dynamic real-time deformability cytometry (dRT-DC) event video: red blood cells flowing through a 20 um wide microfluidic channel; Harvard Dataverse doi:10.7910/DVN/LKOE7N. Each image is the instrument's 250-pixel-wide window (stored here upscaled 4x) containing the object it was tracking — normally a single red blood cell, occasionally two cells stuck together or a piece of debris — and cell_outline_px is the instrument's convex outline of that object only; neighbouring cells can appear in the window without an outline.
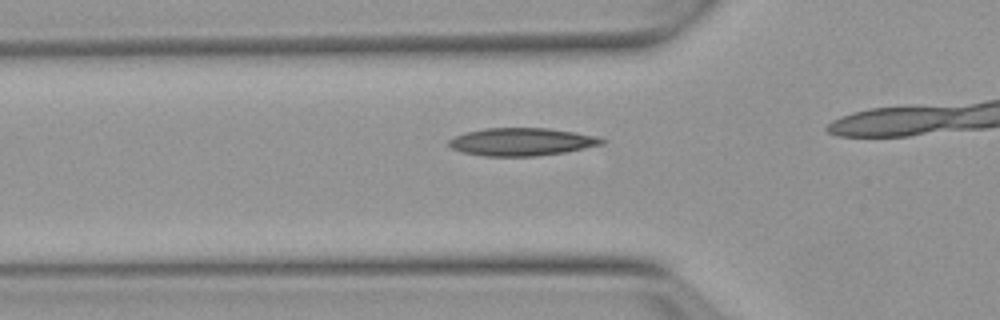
{"species": "Egyptian fruit bat (a non-hibernating species)", "species_latin": "Rousettus aegyptiacus", "temperature_condition": "warm", "stored_images_in_passage": 36, "camera_frame_rate_fps": 3000, "um_per_image_px": 0.085, "animal": {"sex": "female"}, "frame": {"image": 1, "passage_image": 12, "time_ms": 3.667, "image_size_px": [1000, 320], "cell_outline_px": [[608, 140], [604, 144], [564, 152], [536, 156], [484, 156], [460, 152], [452, 148], [448, 144], [448, 140], [464, 132], [484, 128], [548, 128], [596, 136]], "centroid_in_image_um": [44.32, 12.05], "position_along_channel_um": 81.5, "area_um2": 24.8}}
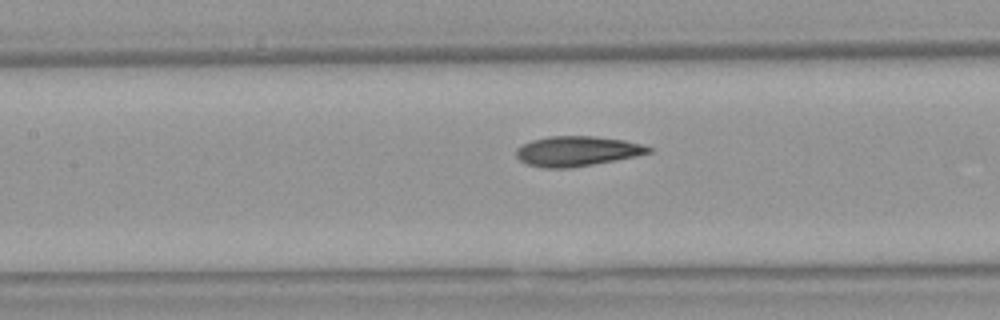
{"frame": {"image": 2, "passage_image": 18, "time_ms": 5.667, "image_size_px": [1000, 320], "cell_outline_px": [[652, 152], [636, 156], [616, 160], [572, 168], [544, 168], [528, 164], [520, 160], [516, 156], [516, 148], [532, 140], [548, 136], [592, 136], [624, 140], [640, 144], [652, 148]], "centroid_in_image_um": [49.04, 12.85], "position_along_channel_um": 158.4, "area_um2": 23.06}}
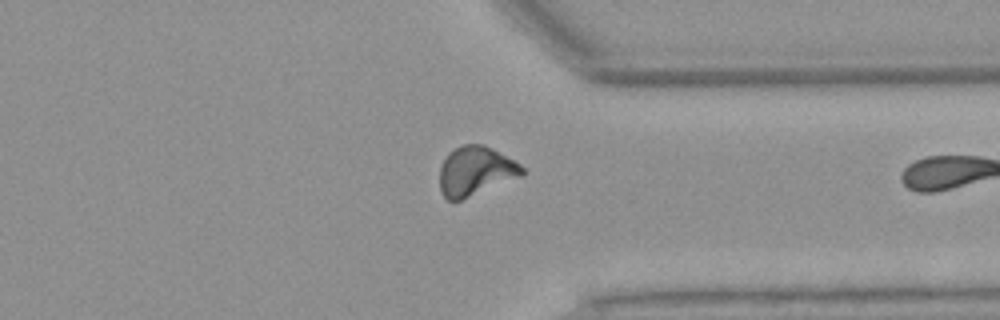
{"frame": {"image": 3, "passage_image": 35, "time_ms": 11.333, "image_size_px": [1000, 320], "cell_outline_px": [[524, 172], [520, 176], [460, 200], [448, 200], [440, 192], [440, 168], [448, 152], [452, 148], [460, 144], [484, 144], [492, 148], [520, 164], [524, 168]], "centroid_in_image_um": [40.38, 14.51], "position_along_channel_um": 371.0, "area_um2": 23.41}}